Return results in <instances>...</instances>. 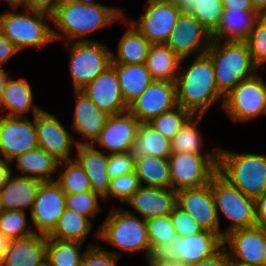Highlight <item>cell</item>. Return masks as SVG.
Segmentation results:
<instances>
[{"instance_id":"6da1fadb","label":"cell","mask_w":266,"mask_h":266,"mask_svg":"<svg viewBox=\"0 0 266 266\" xmlns=\"http://www.w3.org/2000/svg\"><path fill=\"white\" fill-rule=\"evenodd\" d=\"M118 7L103 4L87 5L76 0H63L52 16L54 40L67 42L96 41L85 39L88 34L113 23L127 19Z\"/></svg>"},{"instance_id":"7a4b0ae2","label":"cell","mask_w":266,"mask_h":266,"mask_svg":"<svg viewBox=\"0 0 266 266\" xmlns=\"http://www.w3.org/2000/svg\"><path fill=\"white\" fill-rule=\"evenodd\" d=\"M187 67L180 64L175 81L177 105L192 114H204L216 102H222L225 96L216 86L213 61L207 53L197 55Z\"/></svg>"},{"instance_id":"3957f363","label":"cell","mask_w":266,"mask_h":266,"mask_svg":"<svg viewBox=\"0 0 266 266\" xmlns=\"http://www.w3.org/2000/svg\"><path fill=\"white\" fill-rule=\"evenodd\" d=\"M206 53L213 61L216 86L224 96L257 74L258 67L245 41L212 40Z\"/></svg>"},{"instance_id":"277c9868","label":"cell","mask_w":266,"mask_h":266,"mask_svg":"<svg viewBox=\"0 0 266 266\" xmlns=\"http://www.w3.org/2000/svg\"><path fill=\"white\" fill-rule=\"evenodd\" d=\"M94 233L98 239L121 252L132 254L142 251L146 261L152 255L146 220L123 207H111L108 216Z\"/></svg>"},{"instance_id":"5b68a950","label":"cell","mask_w":266,"mask_h":266,"mask_svg":"<svg viewBox=\"0 0 266 266\" xmlns=\"http://www.w3.org/2000/svg\"><path fill=\"white\" fill-rule=\"evenodd\" d=\"M217 173L256 199L266 191V154L237 153L219 147Z\"/></svg>"},{"instance_id":"8992f818","label":"cell","mask_w":266,"mask_h":266,"mask_svg":"<svg viewBox=\"0 0 266 266\" xmlns=\"http://www.w3.org/2000/svg\"><path fill=\"white\" fill-rule=\"evenodd\" d=\"M11 10L0 14V32L5 35L21 52L27 47L41 48L54 41L52 33V16L39 11L24 9L18 13V6L8 4Z\"/></svg>"},{"instance_id":"52a82bcc","label":"cell","mask_w":266,"mask_h":266,"mask_svg":"<svg viewBox=\"0 0 266 266\" xmlns=\"http://www.w3.org/2000/svg\"><path fill=\"white\" fill-rule=\"evenodd\" d=\"M212 194L219 221L220 212L231 221L222 231L223 239L230 231L257 226L255 199L243 194L218 173L212 178Z\"/></svg>"},{"instance_id":"ba28073f","label":"cell","mask_w":266,"mask_h":266,"mask_svg":"<svg viewBox=\"0 0 266 266\" xmlns=\"http://www.w3.org/2000/svg\"><path fill=\"white\" fill-rule=\"evenodd\" d=\"M69 48V72L73 90H81L112 62V52L99 41L63 43Z\"/></svg>"},{"instance_id":"9c48e42d","label":"cell","mask_w":266,"mask_h":266,"mask_svg":"<svg viewBox=\"0 0 266 266\" xmlns=\"http://www.w3.org/2000/svg\"><path fill=\"white\" fill-rule=\"evenodd\" d=\"M168 160L175 191L205 186L218 172V154L172 153Z\"/></svg>"},{"instance_id":"30bf717a","label":"cell","mask_w":266,"mask_h":266,"mask_svg":"<svg viewBox=\"0 0 266 266\" xmlns=\"http://www.w3.org/2000/svg\"><path fill=\"white\" fill-rule=\"evenodd\" d=\"M223 110L232 122H246L266 115V83L259 73L241 81L225 95Z\"/></svg>"},{"instance_id":"8fae6325","label":"cell","mask_w":266,"mask_h":266,"mask_svg":"<svg viewBox=\"0 0 266 266\" xmlns=\"http://www.w3.org/2000/svg\"><path fill=\"white\" fill-rule=\"evenodd\" d=\"M144 13L138 19L129 20L151 43H166L181 14L175 0H147Z\"/></svg>"},{"instance_id":"7c38bea8","label":"cell","mask_w":266,"mask_h":266,"mask_svg":"<svg viewBox=\"0 0 266 266\" xmlns=\"http://www.w3.org/2000/svg\"><path fill=\"white\" fill-rule=\"evenodd\" d=\"M65 201L66 193L56 180L40 184L29 213L34 233L48 236L54 230L66 208Z\"/></svg>"},{"instance_id":"4fadbf2b","label":"cell","mask_w":266,"mask_h":266,"mask_svg":"<svg viewBox=\"0 0 266 266\" xmlns=\"http://www.w3.org/2000/svg\"><path fill=\"white\" fill-rule=\"evenodd\" d=\"M211 42V32L191 13L181 12L166 44L186 61L190 56L206 53Z\"/></svg>"},{"instance_id":"5bb4252c","label":"cell","mask_w":266,"mask_h":266,"mask_svg":"<svg viewBox=\"0 0 266 266\" xmlns=\"http://www.w3.org/2000/svg\"><path fill=\"white\" fill-rule=\"evenodd\" d=\"M39 147L35 116L30 121L27 116L0 117V155L3 159L12 161L18 155Z\"/></svg>"},{"instance_id":"9a60e30c","label":"cell","mask_w":266,"mask_h":266,"mask_svg":"<svg viewBox=\"0 0 266 266\" xmlns=\"http://www.w3.org/2000/svg\"><path fill=\"white\" fill-rule=\"evenodd\" d=\"M223 246L234 260L266 266V228L262 226L230 231L224 236Z\"/></svg>"},{"instance_id":"2e32d148","label":"cell","mask_w":266,"mask_h":266,"mask_svg":"<svg viewBox=\"0 0 266 266\" xmlns=\"http://www.w3.org/2000/svg\"><path fill=\"white\" fill-rule=\"evenodd\" d=\"M177 206L199 224L203 230L222 237L220 221L212 194V179L205 186L177 191Z\"/></svg>"},{"instance_id":"e0dca14e","label":"cell","mask_w":266,"mask_h":266,"mask_svg":"<svg viewBox=\"0 0 266 266\" xmlns=\"http://www.w3.org/2000/svg\"><path fill=\"white\" fill-rule=\"evenodd\" d=\"M35 127L40 148L59 162L74 159L71 151L77 146L76 138H73L56 115L43 109L35 115Z\"/></svg>"},{"instance_id":"ac0fdd59","label":"cell","mask_w":266,"mask_h":266,"mask_svg":"<svg viewBox=\"0 0 266 266\" xmlns=\"http://www.w3.org/2000/svg\"><path fill=\"white\" fill-rule=\"evenodd\" d=\"M176 106L175 82L153 80L147 89L128 106V111L140 123H148Z\"/></svg>"},{"instance_id":"d6986e66","label":"cell","mask_w":266,"mask_h":266,"mask_svg":"<svg viewBox=\"0 0 266 266\" xmlns=\"http://www.w3.org/2000/svg\"><path fill=\"white\" fill-rule=\"evenodd\" d=\"M140 121L128 110L113 114L92 143L94 147L101 146L107 154L130 152L131 145L137 136Z\"/></svg>"},{"instance_id":"ffe728a7","label":"cell","mask_w":266,"mask_h":266,"mask_svg":"<svg viewBox=\"0 0 266 266\" xmlns=\"http://www.w3.org/2000/svg\"><path fill=\"white\" fill-rule=\"evenodd\" d=\"M92 100L100 110L109 115L128 110L119 84L115 68L110 65L94 80L80 90Z\"/></svg>"},{"instance_id":"44dd1931","label":"cell","mask_w":266,"mask_h":266,"mask_svg":"<svg viewBox=\"0 0 266 266\" xmlns=\"http://www.w3.org/2000/svg\"><path fill=\"white\" fill-rule=\"evenodd\" d=\"M76 99L72 129L85 140H76V144H92L104 128L110 116L90 100L80 90H74Z\"/></svg>"},{"instance_id":"7402d4cb","label":"cell","mask_w":266,"mask_h":266,"mask_svg":"<svg viewBox=\"0 0 266 266\" xmlns=\"http://www.w3.org/2000/svg\"><path fill=\"white\" fill-rule=\"evenodd\" d=\"M125 203L145 220L169 215L177 206V191L172 188L140 186Z\"/></svg>"},{"instance_id":"603a6c76","label":"cell","mask_w":266,"mask_h":266,"mask_svg":"<svg viewBox=\"0 0 266 266\" xmlns=\"http://www.w3.org/2000/svg\"><path fill=\"white\" fill-rule=\"evenodd\" d=\"M47 259V236L34 233L9 240L0 266H38Z\"/></svg>"},{"instance_id":"cb8c5ba5","label":"cell","mask_w":266,"mask_h":266,"mask_svg":"<svg viewBox=\"0 0 266 266\" xmlns=\"http://www.w3.org/2000/svg\"><path fill=\"white\" fill-rule=\"evenodd\" d=\"M11 174L0 189V201L3 210L31 211L41 180Z\"/></svg>"},{"instance_id":"d4e9b609","label":"cell","mask_w":266,"mask_h":266,"mask_svg":"<svg viewBox=\"0 0 266 266\" xmlns=\"http://www.w3.org/2000/svg\"><path fill=\"white\" fill-rule=\"evenodd\" d=\"M76 151L74 157L87 173L92 191L103 197L108 192L111 180L107 173L108 154L92 144L77 145Z\"/></svg>"},{"instance_id":"484cf974","label":"cell","mask_w":266,"mask_h":266,"mask_svg":"<svg viewBox=\"0 0 266 266\" xmlns=\"http://www.w3.org/2000/svg\"><path fill=\"white\" fill-rule=\"evenodd\" d=\"M178 263L193 265L211 257L223 247V238L204 230L200 233L178 237Z\"/></svg>"},{"instance_id":"4316f807","label":"cell","mask_w":266,"mask_h":266,"mask_svg":"<svg viewBox=\"0 0 266 266\" xmlns=\"http://www.w3.org/2000/svg\"><path fill=\"white\" fill-rule=\"evenodd\" d=\"M33 99L32 88L27 78H10L3 91L1 111L6 110L4 115L19 117H25L31 111L35 116L43 108L35 104Z\"/></svg>"},{"instance_id":"83f0119b","label":"cell","mask_w":266,"mask_h":266,"mask_svg":"<svg viewBox=\"0 0 266 266\" xmlns=\"http://www.w3.org/2000/svg\"><path fill=\"white\" fill-rule=\"evenodd\" d=\"M258 16L255 11L223 10L219 25L211 33L212 40L245 41Z\"/></svg>"},{"instance_id":"f1b7e54d","label":"cell","mask_w":266,"mask_h":266,"mask_svg":"<svg viewBox=\"0 0 266 266\" xmlns=\"http://www.w3.org/2000/svg\"><path fill=\"white\" fill-rule=\"evenodd\" d=\"M16 163L17 171L20 176H27L44 181L56 180L55 175L58 170L59 161L44 149L37 147L18 155L12 161Z\"/></svg>"},{"instance_id":"f546056e","label":"cell","mask_w":266,"mask_h":266,"mask_svg":"<svg viewBox=\"0 0 266 266\" xmlns=\"http://www.w3.org/2000/svg\"><path fill=\"white\" fill-rule=\"evenodd\" d=\"M145 63L153 80L175 82L184 58L181 59L166 43L151 44Z\"/></svg>"},{"instance_id":"4dcf8cb0","label":"cell","mask_w":266,"mask_h":266,"mask_svg":"<svg viewBox=\"0 0 266 266\" xmlns=\"http://www.w3.org/2000/svg\"><path fill=\"white\" fill-rule=\"evenodd\" d=\"M111 65L118 75L120 89L127 106L137 99L153 81L146 63H111Z\"/></svg>"},{"instance_id":"1f68e13d","label":"cell","mask_w":266,"mask_h":266,"mask_svg":"<svg viewBox=\"0 0 266 266\" xmlns=\"http://www.w3.org/2000/svg\"><path fill=\"white\" fill-rule=\"evenodd\" d=\"M130 153L135 160L147 156L168 158L172 154L171 140L149 123H140Z\"/></svg>"},{"instance_id":"d6a6232c","label":"cell","mask_w":266,"mask_h":266,"mask_svg":"<svg viewBox=\"0 0 266 266\" xmlns=\"http://www.w3.org/2000/svg\"><path fill=\"white\" fill-rule=\"evenodd\" d=\"M128 26L118 41L117 54L111 55V63L142 64L146 62L151 43L128 21L122 19Z\"/></svg>"},{"instance_id":"836d02e7","label":"cell","mask_w":266,"mask_h":266,"mask_svg":"<svg viewBox=\"0 0 266 266\" xmlns=\"http://www.w3.org/2000/svg\"><path fill=\"white\" fill-rule=\"evenodd\" d=\"M135 173L140 186L172 188L168 158L147 156L136 159Z\"/></svg>"},{"instance_id":"e575fe53","label":"cell","mask_w":266,"mask_h":266,"mask_svg":"<svg viewBox=\"0 0 266 266\" xmlns=\"http://www.w3.org/2000/svg\"><path fill=\"white\" fill-rule=\"evenodd\" d=\"M204 114H192L180 130L171 139L172 153H196V154H218L219 147H213L211 152H202L204 143L201 132L198 129L200 120Z\"/></svg>"},{"instance_id":"d590c367","label":"cell","mask_w":266,"mask_h":266,"mask_svg":"<svg viewBox=\"0 0 266 266\" xmlns=\"http://www.w3.org/2000/svg\"><path fill=\"white\" fill-rule=\"evenodd\" d=\"M92 225L93 222L89 218L65 208L56 227L48 237L84 243L91 232Z\"/></svg>"},{"instance_id":"8d00e7d4","label":"cell","mask_w":266,"mask_h":266,"mask_svg":"<svg viewBox=\"0 0 266 266\" xmlns=\"http://www.w3.org/2000/svg\"><path fill=\"white\" fill-rule=\"evenodd\" d=\"M83 244L47 236V260L51 266H81Z\"/></svg>"},{"instance_id":"74e56055","label":"cell","mask_w":266,"mask_h":266,"mask_svg":"<svg viewBox=\"0 0 266 266\" xmlns=\"http://www.w3.org/2000/svg\"><path fill=\"white\" fill-rule=\"evenodd\" d=\"M61 167L63 171L59 170ZM58 170L56 181L66 194L92 190L87 173L75 158L59 162Z\"/></svg>"},{"instance_id":"f35d334b","label":"cell","mask_w":266,"mask_h":266,"mask_svg":"<svg viewBox=\"0 0 266 266\" xmlns=\"http://www.w3.org/2000/svg\"><path fill=\"white\" fill-rule=\"evenodd\" d=\"M27 212L21 210H3L0 215V230L8 240L20 239L34 234L28 228Z\"/></svg>"},{"instance_id":"ab89813d","label":"cell","mask_w":266,"mask_h":266,"mask_svg":"<svg viewBox=\"0 0 266 266\" xmlns=\"http://www.w3.org/2000/svg\"><path fill=\"white\" fill-rule=\"evenodd\" d=\"M191 115L192 113L189 110L177 105L173 109L153 118L148 123L171 140Z\"/></svg>"},{"instance_id":"60d3db41","label":"cell","mask_w":266,"mask_h":266,"mask_svg":"<svg viewBox=\"0 0 266 266\" xmlns=\"http://www.w3.org/2000/svg\"><path fill=\"white\" fill-rule=\"evenodd\" d=\"M146 224L151 252L158 246L164 243H170L178 237L170 214L148 218Z\"/></svg>"},{"instance_id":"b9f144b4","label":"cell","mask_w":266,"mask_h":266,"mask_svg":"<svg viewBox=\"0 0 266 266\" xmlns=\"http://www.w3.org/2000/svg\"><path fill=\"white\" fill-rule=\"evenodd\" d=\"M99 197L102 201L103 197L92 190L66 194V208L73 210L92 221L91 217H96L97 213L101 210Z\"/></svg>"},{"instance_id":"7bdbcfd3","label":"cell","mask_w":266,"mask_h":266,"mask_svg":"<svg viewBox=\"0 0 266 266\" xmlns=\"http://www.w3.org/2000/svg\"><path fill=\"white\" fill-rule=\"evenodd\" d=\"M254 64L260 69L266 64V15H259L245 40Z\"/></svg>"},{"instance_id":"ee69618b","label":"cell","mask_w":266,"mask_h":266,"mask_svg":"<svg viewBox=\"0 0 266 266\" xmlns=\"http://www.w3.org/2000/svg\"><path fill=\"white\" fill-rule=\"evenodd\" d=\"M223 10L222 0H199L191 14L212 33L220 23Z\"/></svg>"},{"instance_id":"f6af8a7d","label":"cell","mask_w":266,"mask_h":266,"mask_svg":"<svg viewBox=\"0 0 266 266\" xmlns=\"http://www.w3.org/2000/svg\"><path fill=\"white\" fill-rule=\"evenodd\" d=\"M139 187V179L135 172L113 178L110 180L108 192L103 196V201L109 197H114L120 203H124Z\"/></svg>"},{"instance_id":"bcb514c9","label":"cell","mask_w":266,"mask_h":266,"mask_svg":"<svg viewBox=\"0 0 266 266\" xmlns=\"http://www.w3.org/2000/svg\"><path fill=\"white\" fill-rule=\"evenodd\" d=\"M91 244L84 250L81 266H118L121 252L108 251L99 244Z\"/></svg>"},{"instance_id":"7dc6e473","label":"cell","mask_w":266,"mask_h":266,"mask_svg":"<svg viewBox=\"0 0 266 266\" xmlns=\"http://www.w3.org/2000/svg\"><path fill=\"white\" fill-rule=\"evenodd\" d=\"M135 172V159L130 152L108 154L107 173L110 179Z\"/></svg>"},{"instance_id":"c3c4849f","label":"cell","mask_w":266,"mask_h":266,"mask_svg":"<svg viewBox=\"0 0 266 266\" xmlns=\"http://www.w3.org/2000/svg\"><path fill=\"white\" fill-rule=\"evenodd\" d=\"M170 216L178 237L191 236L204 231L190 215L178 206L174 208Z\"/></svg>"},{"instance_id":"681fc988","label":"cell","mask_w":266,"mask_h":266,"mask_svg":"<svg viewBox=\"0 0 266 266\" xmlns=\"http://www.w3.org/2000/svg\"><path fill=\"white\" fill-rule=\"evenodd\" d=\"M178 237L170 243H164L158 246L150 257L153 263L174 264L178 263Z\"/></svg>"},{"instance_id":"f907efd6","label":"cell","mask_w":266,"mask_h":266,"mask_svg":"<svg viewBox=\"0 0 266 266\" xmlns=\"http://www.w3.org/2000/svg\"><path fill=\"white\" fill-rule=\"evenodd\" d=\"M63 0H17L16 5L20 8L22 5L26 10L39 11L52 15L57 6Z\"/></svg>"},{"instance_id":"816d5d0a","label":"cell","mask_w":266,"mask_h":266,"mask_svg":"<svg viewBox=\"0 0 266 266\" xmlns=\"http://www.w3.org/2000/svg\"><path fill=\"white\" fill-rule=\"evenodd\" d=\"M229 261V254L227 249L223 246L218 252L211 257L203 259L199 263L191 266H227Z\"/></svg>"},{"instance_id":"f5cc1de1","label":"cell","mask_w":266,"mask_h":266,"mask_svg":"<svg viewBox=\"0 0 266 266\" xmlns=\"http://www.w3.org/2000/svg\"><path fill=\"white\" fill-rule=\"evenodd\" d=\"M20 52L16 46L0 32V66Z\"/></svg>"},{"instance_id":"db71d44e","label":"cell","mask_w":266,"mask_h":266,"mask_svg":"<svg viewBox=\"0 0 266 266\" xmlns=\"http://www.w3.org/2000/svg\"><path fill=\"white\" fill-rule=\"evenodd\" d=\"M257 225L266 228V191L255 199Z\"/></svg>"},{"instance_id":"11a10c76","label":"cell","mask_w":266,"mask_h":266,"mask_svg":"<svg viewBox=\"0 0 266 266\" xmlns=\"http://www.w3.org/2000/svg\"><path fill=\"white\" fill-rule=\"evenodd\" d=\"M224 10L254 11L250 0H222Z\"/></svg>"},{"instance_id":"9f6ffc18","label":"cell","mask_w":266,"mask_h":266,"mask_svg":"<svg viewBox=\"0 0 266 266\" xmlns=\"http://www.w3.org/2000/svg\"><path fill=\"white\" fill-rule=\"evenodd\" d=\"M11 163L12 162L8 160L0 158V189L6 184L7 180L14 171V169L11 168Z\"/></svg>"},{"instance_id":"6f0895ef","label":"cell","mask_w":266,"mask_h":266,"mask_svg":"<svg viewBox=\"0 0 266 266\" xmlns=\"http://www.w3.org/2000/svg\"><path fill=\"white\" fill-rule=\"evenodd\" d=\"M199 0H175L183 13H191Z\"/></svg>"},{"instance_id":"680465c9","label":"cell","mask_w":266,"mask_h":266,"mask_svg":"<svg viewBox=\"0 0 266 266\" xmlns=\"http://www.w3.org/2000/svg\"><path fill=\"white\" fill-rule=\"evenodd\" d=\"M9 79L10 76L8 75L7 71H5L3 66H0V110L3 101V91Z\"/></svg>"},{"instance_id":"91938a15","label":"cell","mask_w":266,"mask_h":266,"mask_svg":"<svg viewBox=\"0 0 266 266\" xmlns=\"http://www.w3.org/2000/svg\"><path fill=\"white\" fill-rule=\"evenodd\" d=\"M253 10L258 15H266V0H250Z\"/></svg>"},{"instance_id":"94428289","label":"cell","mask_w":266,"mask_h":266,"mask_svg":"<svg viewBox=\"0 0 266 266\" xmlns=\"http://www.w3.org/2000/svg\"><path fill=\"white\" fill-rule=\"evenodd\" d=\"M8 242H9V240L6 238V236L0 230V264L3 261Z\"/></svg>"},{"instance_id":"6125c7cd","label":"cell","mask_w":266,"mask_h":266,"mask_svg":"<svg viewBox=\"0 0 266 266\" xmlns=\"http://www.w3.org/2000/svg\"><path fill=\"white\" fill-rule=\"evenodd\" d=\"M148 266H191L187 264H182V263H174V264H158V263H153L150 259L147 261Z\"/></svg>"},{"instance_id":"be15d7a7","label":"cell","mask_w":266,"mask_h":266,"mask_svg":"<svg viewBox=\"0 0 266 266\" xmlns=\"http://www.w3.org/2000/svg\"><path fill=\"white\" fill-rule=\"evenodd\" d=\"M227 266H254V265H250V264L239 262L237 260L232 259L229 256V261H228V265Z\"/></svg>"},{"instance_id":"e7e4bbea","label":"cell","mask_w":266,"mask_h":266,"mask_svg":"<svg viewBox=\"0 0 266 266\" xmlns=\"http://www.w3.org/2000/svg\"><path fill=\"white\" fill-rule=\"evenodd\" d=\"M76 1H78L79 3H82V4H87V5L99 4V3H96L94 0H76Z\"/></svg>"},{"instance_id":"03108f58","label":"cell","mask_w":266,"mask_h":266,"mask_svg":"<svg viewBox=\"0 0 266 266\" xmlns=\"http://www.w3.org/2000/svg\"><path fill=\"white\" fill-rule=\"evenodd\" d=\"M38 266H51L49 261L46 259L45 261H43L41 264H39Z\"/></svg>"},{"instance_id":"003e7915","label":"cell","mask_w":266,"mask_h":266,"mask_svg":"<svg viewBox=\"0 0 266 266\" xmlns=\"http://www.w3.org/2000/svg\"><path fill=\"white\" fill-rule=\"evenodd\" d=\"M7 4H14L17 0H4Z\"/></svg>"},{"instance_id":"a7ac6f4b","label":"cell","mask_w":266,"mask_h":266,"mask_svg":"<svg viewBox=\"0 0 266 266\" xmlns=\"http://www.w3.org/2000/svg\"><path fill=\"white\" fill-rule=\"evenodd\" d=\"M3 209H2V205H1V201H0V215L2 213Z\"/></svg>"}]
</instances>
